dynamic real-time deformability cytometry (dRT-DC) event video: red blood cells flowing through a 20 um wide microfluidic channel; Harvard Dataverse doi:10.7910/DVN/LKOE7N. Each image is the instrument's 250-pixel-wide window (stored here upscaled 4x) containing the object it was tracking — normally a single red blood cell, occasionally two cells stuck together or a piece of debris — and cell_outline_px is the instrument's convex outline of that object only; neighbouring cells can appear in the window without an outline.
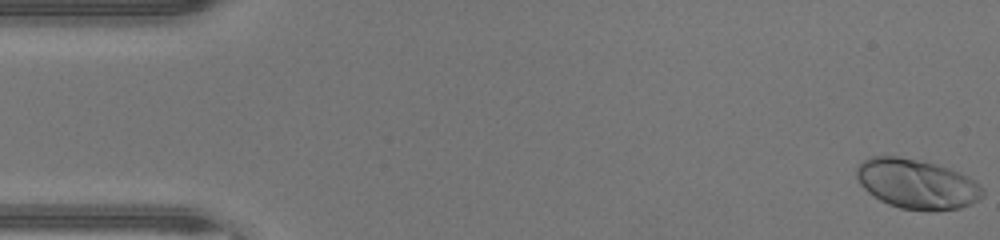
{"species": "human", "species_latin": "Homo sapiens", "temperature_condition": "warm", "stored_images_in_passage": 47, "camera_frame_rate_fps": 3000, "um_per_image_px": 0.085, "donor": {"sex": "male"}, "frame": {"image": 1, "passage_image": 1, "time_ms": 0.0, "image_size_px": [1000, 240], "cell_outline_px": [[984, 196], [960, 208], [900, 208], [888, 204], [880, 200], [868, 192], [860, 184], [856, 176], [856, 168], [864, 160], [872, 156], [896, 156], [916, 160], [948, 168], [960, 172], [976, 180], [980, 184], [984, 192]], "centroid_in_image_um": [77.91, 15.6], "position_along_channel_um": 7.1, "area_um2": 35.6}}
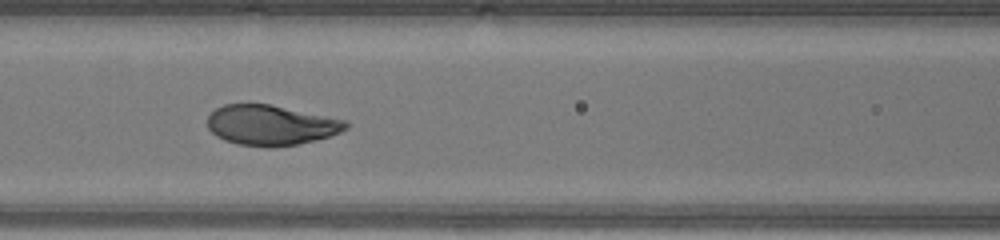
{"frame": {"image": 2, "passage_image": 20, "time_ms": 6.333, "image_size_px": [1000, 240], "cell_outline_px": [[348, 128], [340, 132], [316, 140], [296, 144], [268, 148], [240, 144], [224, 140], [216, 136], [208, 128], [208, 116], [216, 108], [224, 104], [248, 100], [348, 120]], "centroid_in_image_um": [22.99, 10.6], "position_along_channel_um": 143.6, "area_um2": 32.95}}
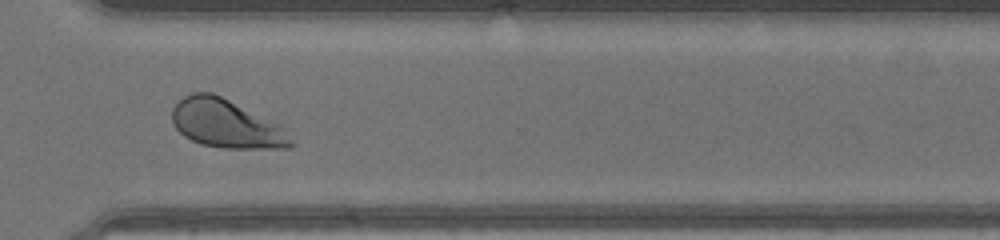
{"frame": {"image": 3, "passage_image": 34, "time_ms": 11.0, "image_size_px": [1000, 240], "cell_outline_px": [[292, 148], [224, 148], [200, 144], [184, 136], [172, 124], [172, 108], [184, 96], [192, 92], [212, 92], [284, 124], [292, 140]], "centroid_in_image_um": [19.28, 10.51], "position_along_channel_um": 351.3, "area_um2": 34.1}, "authors_computed_cell_mechanics": {"area_um2": 33.7552, "velocity_mm_per_s": 4.4556, "shape_relaxation_time_tau1_ms": 2.0598, "shape_relaxation_time_tau2_ms": null, "deformation_change_tau1": 0.1659, "deformation_change_tau2": null}}